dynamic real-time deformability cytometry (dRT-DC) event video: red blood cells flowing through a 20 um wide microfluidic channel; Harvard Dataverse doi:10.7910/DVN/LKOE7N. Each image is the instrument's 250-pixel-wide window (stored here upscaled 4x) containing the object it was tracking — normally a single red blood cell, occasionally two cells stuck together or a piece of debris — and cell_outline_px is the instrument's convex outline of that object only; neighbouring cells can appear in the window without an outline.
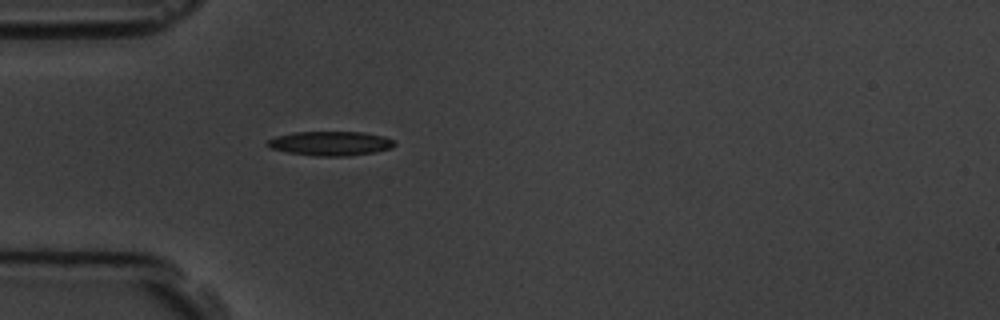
{"species": "common noctule bat (a hibernating species)", "species_latin": "Nyctalus noctula", "temperature_condition": "room temperature", "stored_images_in_passage": 1, "camera_frame_rate_fps": 3000, "um_per_image_px": 0.085, "animal": {"sex": "male", "body_mass_g": 19.5, "forearm_length_mm": 54.6}, "frame": {"image": 1, "passage_image": 1, "time_ms": 0.0, "image_size_px": [1000, 320], "cell_outline_px": [[396, 144], [392, 148], [372, 152], [348, 156], [316, 156], [288, 152], [272, 148], [264, 144], [268, 140], [276, 136], [292, 132], [364, 132], [384, 136], [392, 140]], "centroid_in_image_um": [28.08, 12.18], "position_along_channel_um": 56.9, "area_um2": 17.92}}